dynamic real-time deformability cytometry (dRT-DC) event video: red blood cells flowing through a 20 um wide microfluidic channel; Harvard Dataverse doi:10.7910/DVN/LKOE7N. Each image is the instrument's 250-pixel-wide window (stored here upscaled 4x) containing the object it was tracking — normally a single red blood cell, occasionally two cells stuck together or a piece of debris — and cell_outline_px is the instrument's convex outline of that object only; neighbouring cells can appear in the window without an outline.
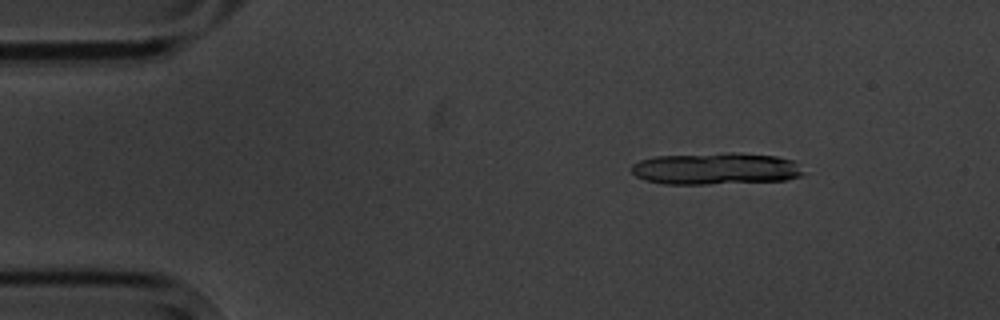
{"species": "common noctule bat (a hibernating species)", "species_latin": "Nyctalus noctula", "temperature_condition": "cold", "stored_images_in_passage": 9, "camera_frame_rate_fps": 3000, "um_per_image_px": 0.085, "animal": {"sex": "male", "body_mass_g": 20.1, "forearm_length_mm": 53.5}, "frame": {"image": 1, "passage_image": 3, "time_ms": 2.333, "image_size_px": [1000, 320], "cell_outline_px": [[804, 172], [800, 176], [784, 180], [708, 184], [664, 184], [644, 180], [636, 176], [632, 172], [632, 164], [640, 160], [656, 156], [724, 152], [732, 152], [776, 156], [792, 160]], "centroid_in_image_um": [60.8, 14.33], "position_along_channel_um": 24.2, "area_um2": 31.96}}
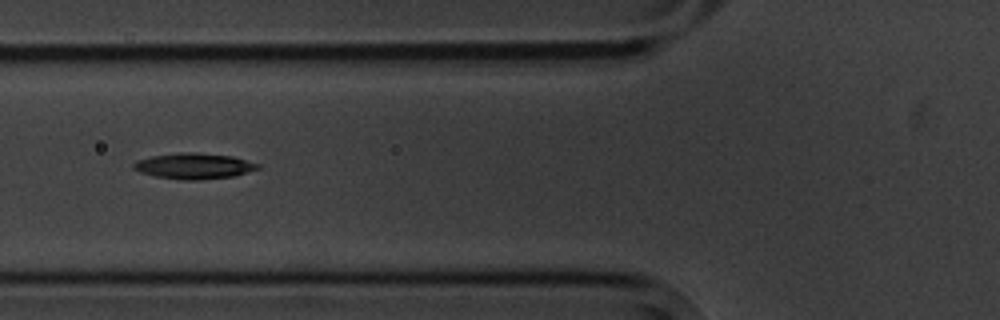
{"frame": {"image": 2, "passage_image": 7, "time_ms": 7.0, "image_size_px": [1000, 320], "cell_outline_px": [[260, 168], [236, 176], [200, 180], [180, 180], [156, 176], [140, 172], [132, 168], [132, 164], [136, 160], [152, 156], [180, 152], [196, 152], [232, 156], [260, 164]], "centroid_in_image_um": [16.49, 14.11], "position_along_channel_um": 109.3, "area_um2": 18.84}}
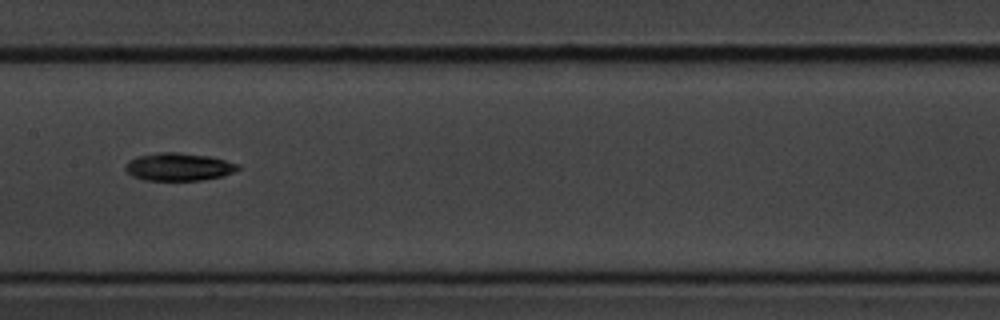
{"frame": {"image": 3, "passage_image": 9, "time_ms": 9.333, "image_size_px": [1000, 320], "cell_outline_px": [[240, 168], [224, 176], [200, 180], [144, 180], [132, 176], [124, 168], [124, 164], [128, 160], [140, 156], [160, 152], [176, 152], [208, 156], [240, 164]], "centroid_in_image_um": [15.17, 14.18], "position_along_channel_um": 192.2, "area_um2": 18.15}}